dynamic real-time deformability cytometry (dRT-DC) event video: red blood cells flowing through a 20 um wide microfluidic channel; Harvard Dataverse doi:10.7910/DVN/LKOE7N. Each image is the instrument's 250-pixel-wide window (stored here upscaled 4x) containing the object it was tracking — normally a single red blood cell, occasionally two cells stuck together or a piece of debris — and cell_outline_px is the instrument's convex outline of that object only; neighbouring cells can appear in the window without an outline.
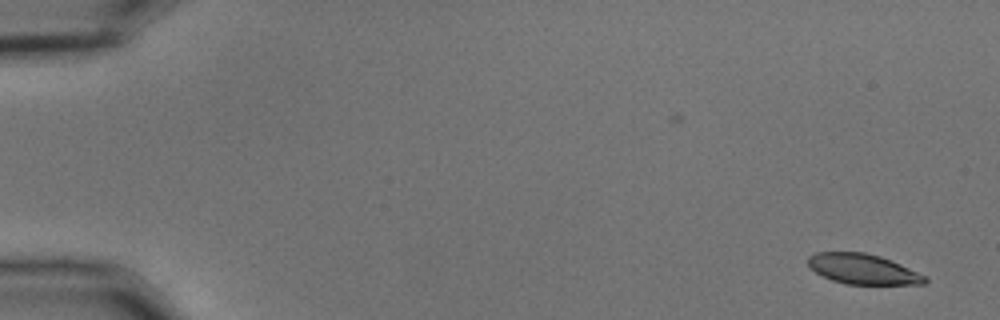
{"species": "common noctule bat (a hibernating species)", "species_latin": "Nyctalus noctula", "temperature_condition": "cold", "stored_images_in_passage": 55, "camera_frame_rate_fps": 3000, "um_per_image_px": 0.085, "animal": {"sex": "male", "body_mass_g": 15.6}, "frame": {"image": 1, "passage_image": 1, "time_ms": 0.0, "image_size_px": [1000, 320], "cell_outline_px": [[928, 280], [924, 284], [844, 284], [832, 280], [808, 268], [808, 256], [816, 252], [864, 252], [880, 256], [892, 260], [928, 276]], "centroid_in_image_um": [73.36, 22.87], "position_along_channel_um": 11.6, "area_um2": 20.75}}
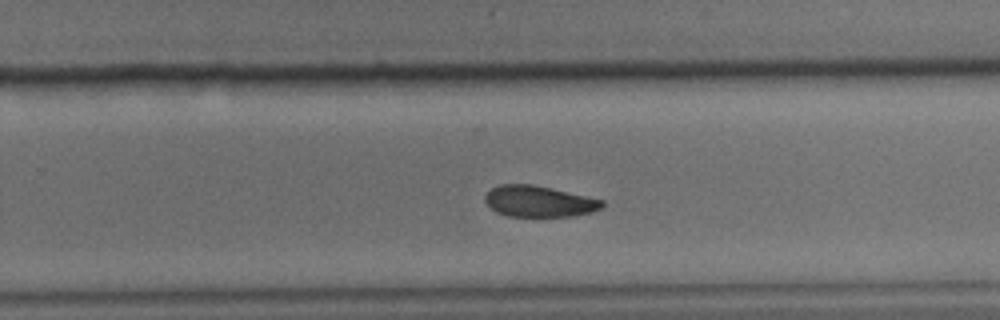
{"frame": {"image": 2, "passage_image": 35, "time_ms": 11.333, "image_size_px": [1000, 320], "cell_outline_px": [[604, 204], [600, 208], [592, 212], [572, 216], [508, 216], [496, 212], [484, 200], [484, 196], [492, 188], [500, 184], [532, 184], [604, 200]], "centroid_in_image_um": [45.8, 17.11], "position_along_channel_um": 284.0, "area_um2": 21.04}}
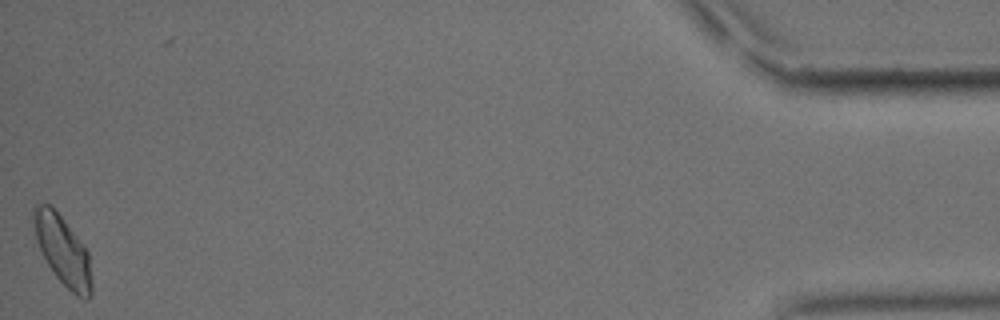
{"frame": {"image": 3, "passage_image": 54, "time_ms": 17.667, "image_size_px": [1000, 320], "cell_outline_px": [[92, 296], [88, 300], [84, 300], [76, 296], [56, 276], [48, 264], [40, 248], [36, 236], [32, 220], [32, 208], [36, 200], [48, 204], [64, 220], [88, 252], [92, 280]], "centroid_in_image_um": [5.33, 21.29], "position_along_channel_um": 429.9, "area_um2": 23.29}, "authors_computed_cell_mechanics": {"area_um2": 22.4264, "velocity_mm_per_s": 3.6531, "shape_relaxation_time_tau1_ms": 4.5196, "shape_relaxation_time_tau2_ms": null, "deformation_change_tau1": 0.1059, "deformation_change_tau2": null}}